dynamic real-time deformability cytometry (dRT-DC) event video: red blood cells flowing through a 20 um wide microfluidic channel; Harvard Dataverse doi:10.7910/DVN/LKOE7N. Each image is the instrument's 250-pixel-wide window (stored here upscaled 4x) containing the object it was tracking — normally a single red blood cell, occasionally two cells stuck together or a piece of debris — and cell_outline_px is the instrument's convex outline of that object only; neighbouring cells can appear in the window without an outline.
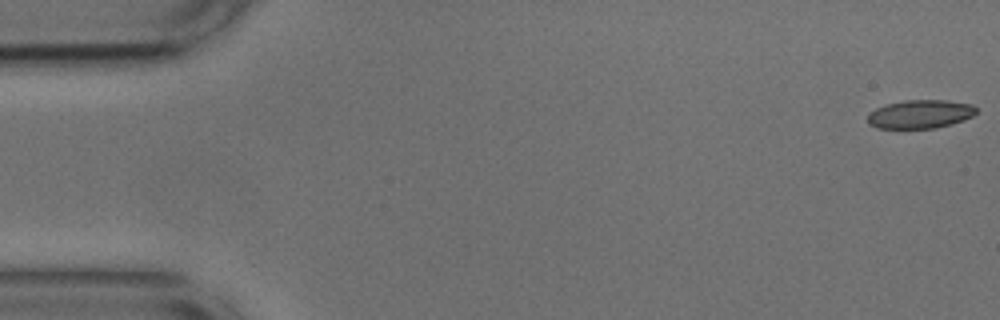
{"species": "common noctule bat (a hibernating species)", "species_latin": "Nyctalus noctula", "temperature_condition": "cold", "stored_images_in_passage": 50, "camera_frame_rate_fps": 3000, "um_per_image_px": 0.085, "animal": {"sex": "male", "body_mass_g": 17.9, "forearm_length_mm": 54.2}, "frame": {"image": 1, "passage_image": 1, "time_ms": 0.0, "image_size_px": [1000, 320], "cell_outline_px": [[976, 112], [972, 116], [964, 120], [952, 124], [936, 128], [876, 128], [868, 124], [868, 112], [884, 104], [904, 100], [948, 100], [972, 104], [976, 108]], "centroid_in_image_um": [78.2, 9.69], "position_along_channel_um": 6.8, "area_um2": 18.26}}
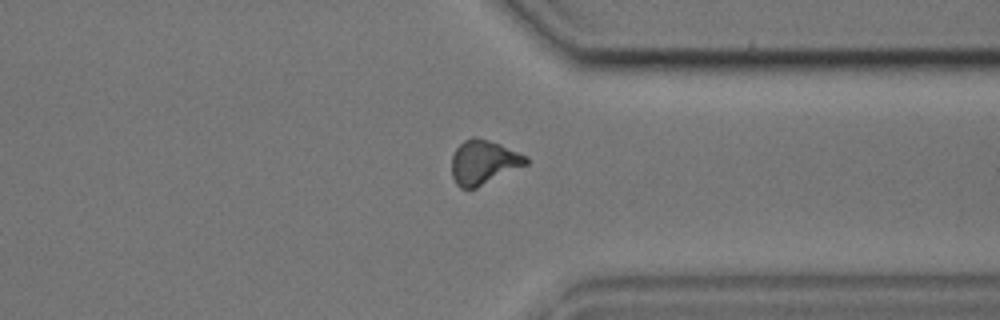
{"frame": {"image": 2, "passage_image": 41, "time_ms": 13.333, "image_size_px": [1000, 320], "cell_outline_px": [[528, 164], [476, 188], [460, 188], [456, 184], [452, 176], [452, 156], [456, 148], [464, 140], [472, 136], [488, 140], [500, 144], [528, 156]], "centroid_in_image_um": [41.1, 13.79], "position_along_channel_um": 370.3, "area_um2": 19.13}}
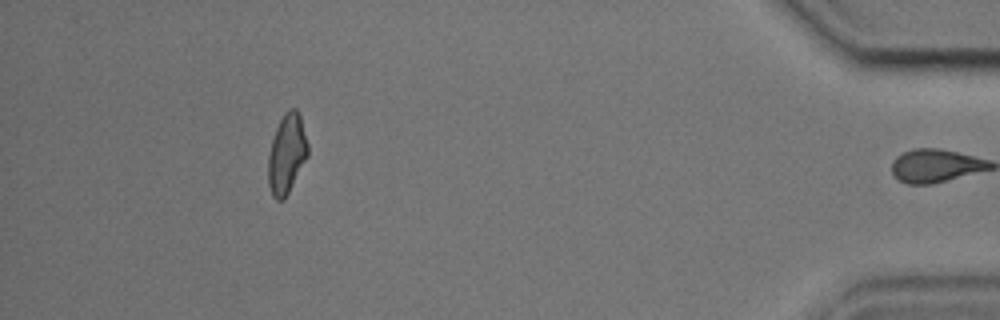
{"frame": {"image": 3, "passage_image": 49, "time_ms": 16.0, "image_size_px": [1000, 320], "cell_outline_px": [[308, 156], [284, 200], [276, 200], [272, 196], [268, 184], [268, 156], [272, 140], [276, 128], [284, 112], [288, 108], [296, 108], [300, 112], [308, 144]], "centroid_in_image_um": [24.38, 13.05], "position_along_channel_um": 410.8, "area_um2": 18.55}, "authors_computed_cell_mechanics": {"area_um2": 18.8428, "velocity_mm_per_s": 3.713, "shape_relaxation_time_tau1_ms": 4.7695, "shape_relaxation_time_tau2_ms": 1.3554, "deformation_change_tau1": 0.1363, "deformation_change_tau2": 0.0941}}